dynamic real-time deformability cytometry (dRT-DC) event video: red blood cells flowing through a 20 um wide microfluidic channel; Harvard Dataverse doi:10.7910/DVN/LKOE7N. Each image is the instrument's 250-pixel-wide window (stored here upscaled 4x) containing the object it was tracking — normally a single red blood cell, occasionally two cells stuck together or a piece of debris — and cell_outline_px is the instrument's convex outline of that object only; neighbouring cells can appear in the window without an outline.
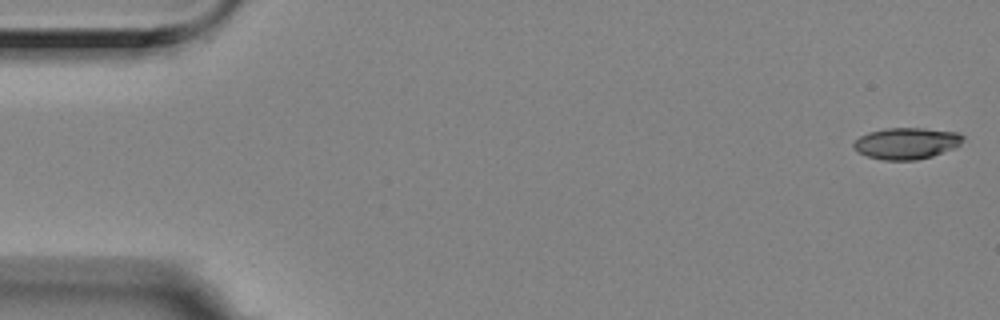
{"species": "Egyptian fruit bat (a non-hibernating species)", "species_latin": "Rousettus aegyptiacus", "temperature_condition": "room temperature", "stored_images_in_passage": 5, "camera_frame_rate_fps": 3000, "um_per_image_px": 0.085, "animal": {"sex": "female"}, "frame": {"image": 1, "passage_image": 1, "time_ms": 0.0, "image_size_px": [1000, 320], "cell_outline_px": [[964, 140], [960, 144], [952, 148], [932, 156], [916, 160], [880, 160], [868, 156], [852, 148], [852, 144], [860, 136], [868, 132], [884, 128], [924, 128], [956, 132], [964, 136]], "centroid_in_image_um": [77.03, 12.18], "position_along_channel_um": 8.0, "area_um2": 20.0}}
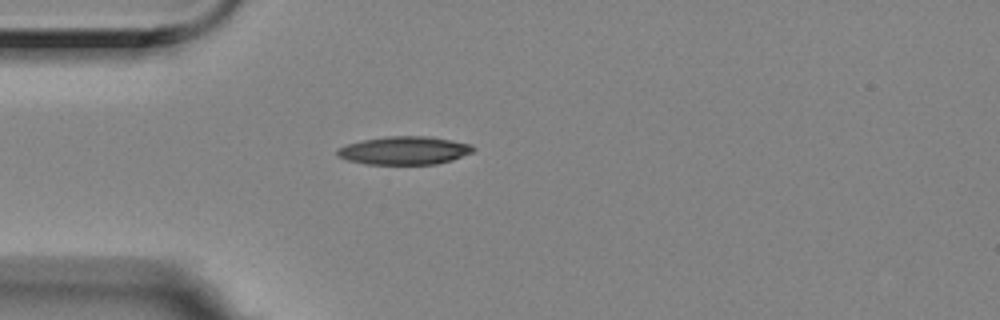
{"frame": {"image": 2, "passage_image": 5, "time_ms": 1.333, "image_size_px": [1000, 320], "cell_outline_px": [[476, 148], [472, 152], [452, 160], [436, 164], [368, 164], [348, 160], [340, 156], [336, 152], [336, 148], [348, 144], [364, 140], [388, 136], [428, 136], [452, 140], [472, 144]], "centroid_in_image_um": [34.41, 12.79], "position_along_channel_um": 50.6, "area_um2": 22.2}}